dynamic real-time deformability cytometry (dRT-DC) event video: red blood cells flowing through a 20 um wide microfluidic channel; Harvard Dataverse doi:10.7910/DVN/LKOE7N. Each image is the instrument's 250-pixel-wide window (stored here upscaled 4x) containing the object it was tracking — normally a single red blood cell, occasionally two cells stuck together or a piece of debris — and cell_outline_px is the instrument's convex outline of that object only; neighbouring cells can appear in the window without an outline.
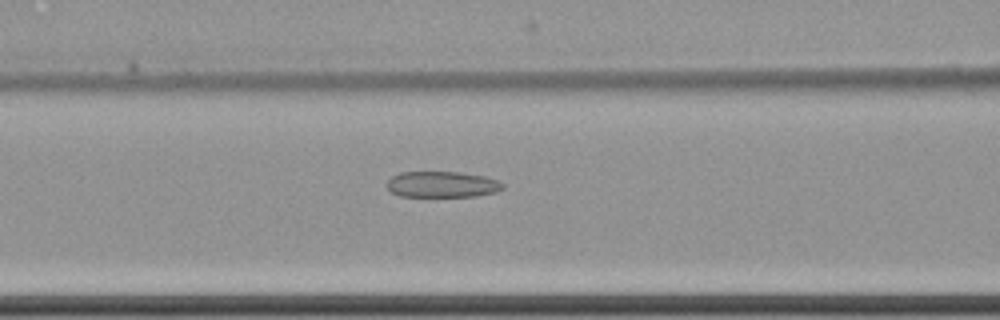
{"species": "common noctule bat (a hibernating species)", "species_latin": "Nyctalus noctula", "temperature_condition": "cold", "stored_images_in_passage": 61, "camera_frame_rate_fps": 3000, "um_per_image_px": 0.085, "animal": {"sex": "female", "body_mass_g": 22.7, "forearm_length_mm": 54.2}, "frame": {"image": 1, "passage_image": 27, "time_ms": 8.667, "image_size_px": [1000, 320], "cell_outline_px": [[504, 188], [496, 192], [476, 196], [400, 196], [392, 192], [388, 188], [388, 180], [392, 176], [400, 172], [460, 172], [484, 176], [500, 180], [504, 184]], "centroid_in_image_um": [37.62, 15.67], "position_along_channel_um": 129.0, "area_um2": 17.57}}
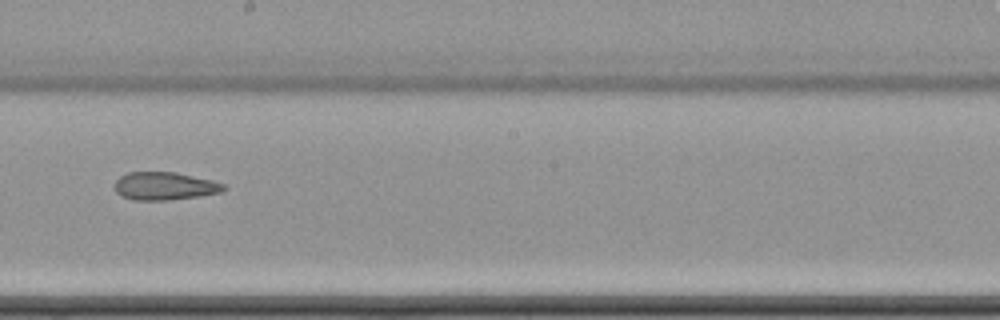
{"frame": {"image": 2, "passage_image": 36, "time_ms": 11.667, "image_size_px": [1000, 320], "cell_outline_px": [[228, 188], [220, 192], [200, 196], [168, 200], [136, 200], [120, 196], [116, 192], [116, 180], [120, 176], [128, 172], [176, 172], [212, 180], [224, 184]], "centroid_in_image_um": [14.01, 15.81], "position_along_channel_um": 234.2, "area_um2": 17.74}}
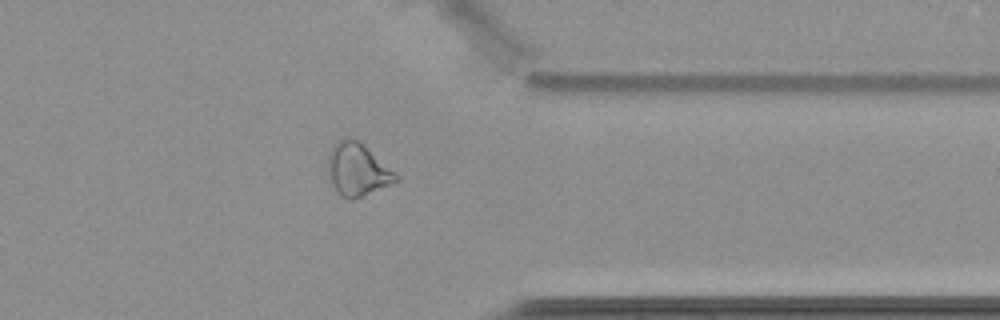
{"frame": {"image": 3, "passage_image": 49, "time_ms": 16.0, "image_size_px": [1000, 320], "cell_outline_px": [[400, 180], [352, 200], [340, 196], [336, 192], [332, 184], [328, 164], [328, 156], [332, 148], [340, 140], [352, 136], [396, 172], [400, 176]], "centroid_in_image_um": [30.4, 14.43], "position_along_channel_um": 381.0, "area_um2": 20.46}, "authors_computed_cell_mechanics": {"area_um2": 22.1952, "velocity_mm_per_s": 3.5133, "shape_relaxation_time_tau1_ms": null, "shape_relaxation_time_tau2_ms": 5.3992, "deformation_change_tau1": null, "deformation_change_tau2": 0.1214}}